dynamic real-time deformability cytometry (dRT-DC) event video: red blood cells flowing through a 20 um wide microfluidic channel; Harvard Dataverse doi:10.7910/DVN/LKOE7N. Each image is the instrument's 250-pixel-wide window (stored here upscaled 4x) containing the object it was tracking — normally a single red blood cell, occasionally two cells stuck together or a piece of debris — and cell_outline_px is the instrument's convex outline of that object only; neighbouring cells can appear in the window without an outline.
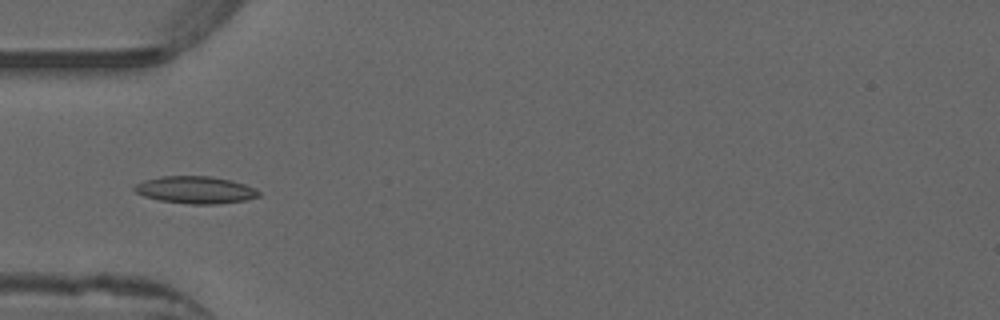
{"species": "common noctule bat (a hibernating species)", "species_latin": "Nyctalus noctula", "temperature_condition": "warm", "stored_images_in_passage": 46, "camera_frame_rate_fps": 3000, "um_per_image_px": 0.085, "animal": {"sex": "male", "forearm_length_mm": 52.5}, "frame": {"image": 1, "passage_image": 17, "time_ms": 5.333, "image_size_px": [1000, 320], "cell_outline_px": [[260, 196], [244, 200], [220, 204], [192, 204], [160, 200], [144, 196], [136, 192], [132, 188], [136, 184], [144, 180], [160, 176], [208, 176], [228, 180], [244, 184], [260, 192]], "centroid_in_image_um": [16.58, 16.14], "position_along_channel_um": 68.4, "area_um2": 19.48}}
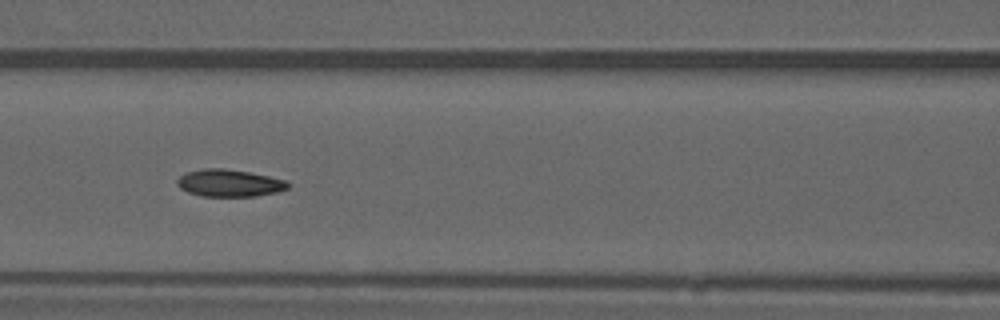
{"frame": {"image": 2, "passage_image": 23, "time_ms": 7.333, "image_size_px": [1000, 320], "cell_outline_px": [[292, 184], [288, 188], [276, 192], [256, 196], [200, 196], [188, 192], [180, 188], [176, 184], [176, 180], [180, 176], [188, 172], [204, 168], [224, 168], [248, 172], [268, 176], [284, 180]], "centroid_in_image_um": [19.48, 15.56], "position_along_channel_um": 147.1, "area_um2": 17.51}}
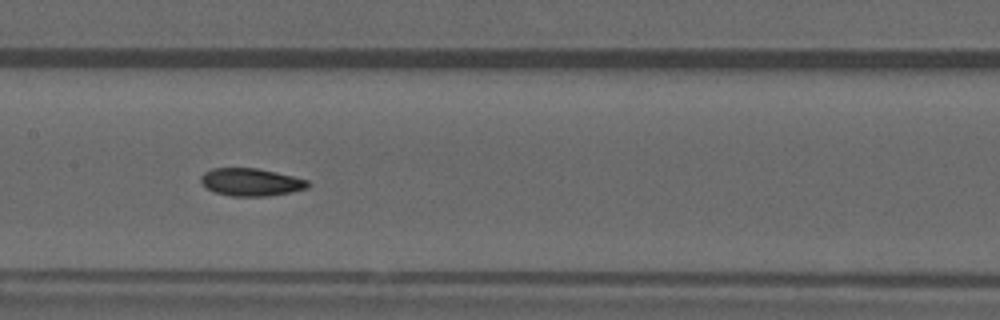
{"frame": {"image": 3, "passage_image": 26, "time_ms": 8.333, "image_size_px": [1000, 320], "cell_outline_px": [[312, 184], [308, 188], [292, 192], [268, 196], [232, 196], [216, 192], [208, 188], [200, 180], [200, 176], [204, 172], [212, 168], [256, 168], [276, 172], [308, 180]], "centroid_in_image_um": [21.37, 15.48], "position_along_channel_um": 186.0, "area_um2": 17.22}, "authors_computed_cell_mechanics": {"area_um2": 17.5712, "velocity_mm_per_s": 3.9149, "shape_relaxation_time_tau1_ms": 7.8509, "shape_relaxation_time_tau2_ms": 2.7567, "deformation_change_tau1": 0.166, "deformation_change_tau2": 0.0772}}